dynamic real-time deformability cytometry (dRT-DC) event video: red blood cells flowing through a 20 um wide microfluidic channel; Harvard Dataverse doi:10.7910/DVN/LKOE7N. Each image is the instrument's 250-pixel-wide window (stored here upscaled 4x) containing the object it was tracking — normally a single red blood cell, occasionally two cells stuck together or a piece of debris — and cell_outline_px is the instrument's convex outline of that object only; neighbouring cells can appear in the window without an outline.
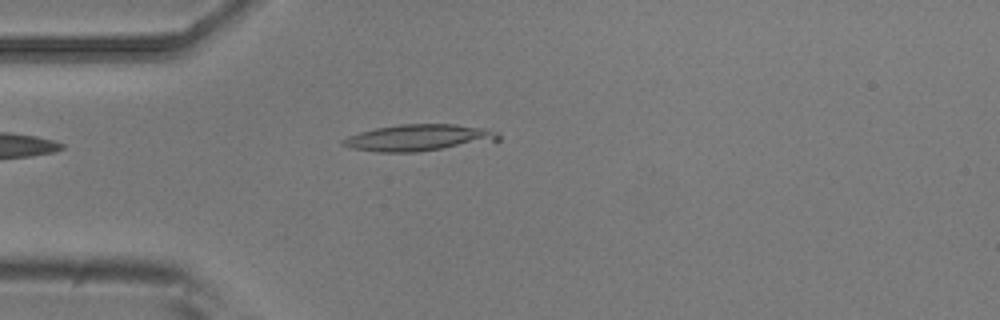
{"species": "common noctule bat (a hibernating species)", "species_latin": "Nyctalus noctula", "temperature_condition": "room temperature", "stored_images_in_passage": 3, "camera_frame_rate_fps": 3000, "um_per_image_px": 0.085, "animal": {"sex": "male", "body_mass_g": 20.5, "forearm_length_mm": 52.5}, "frame": {"image": 1, "passage_image": 3, "time_ms": 0.667, "image_size_px": [1000, 320], "cell_outline_px": [[500, 140], [416, 152], [376, 152], [352, 148], [340, 144], [340, 140], [348, 136], [360, 132], [376, 128], [400, 124], [456, 124], [488, 128], [496, 132], [500, 136]], "centroid_in_image_um": [35.57, 11.7], "position_along_channel_um": 49.4, "area_um2": 24.04}}